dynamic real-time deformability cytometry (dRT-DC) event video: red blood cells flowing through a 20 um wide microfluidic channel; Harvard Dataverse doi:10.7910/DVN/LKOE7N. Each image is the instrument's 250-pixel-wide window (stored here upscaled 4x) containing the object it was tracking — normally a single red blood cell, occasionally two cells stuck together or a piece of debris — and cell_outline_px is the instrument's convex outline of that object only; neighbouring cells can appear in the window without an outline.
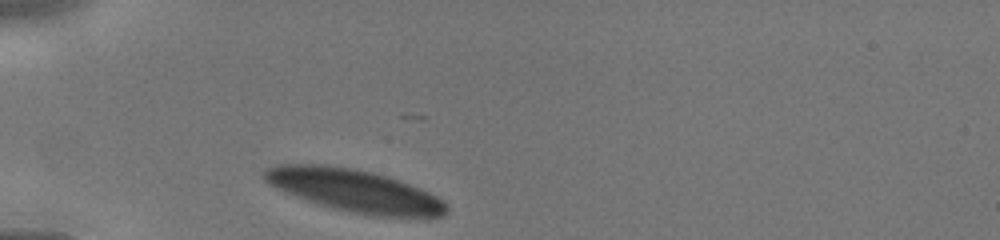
{"species": "human", "species_latin": "Homo sapiens", "temperature_condition": "cold", "stored_images_in_passage": 22, "camera_frame_rate_fps": 3000, "um_per_image_px": 0.085, "donor": {"sex": "male"}, "frame": {"image": 1, "passage_image": 1, "time_ms": 0.0, "image_size_px": [1000, 240], "cell_outline_px": [[448, 212], [440, 216], [424, 220], [368, 216], [332, 208], [296, 196], [276, 188], [268, 184], [264, 180], [264, 168], [280, 164], [324, 164], [352, 168], [372, 172], [408, 184], [428, 192], [444, 200], [448, 208]], "centroid_in_image_um": [30.2, 16.25], "position_along_channel_um": 54.8, "area_um2": 45.72}}
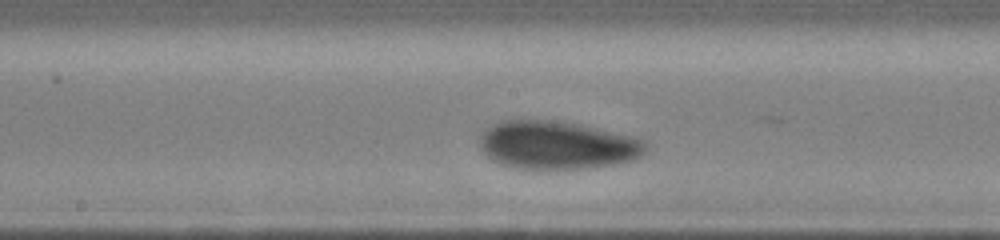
{"frame": {"image": 2, "passage_image": 12, "time_ms": 3.667, "image_size_px": [1000, 240], "cell_outline_px": [[648, 148], [640, 156], [632, 160], [616, 164], [588, 168], [512, 168], [500, 164], [492, 160], [480, 148], [480, 132], [500, 120], [548, 120], [576, 124], [632, 136], [644, 140]], "centroid_in_image_um": [47.32, 12.34], "position_along_channel_um": 200.9, "area_um2": 46.36}}
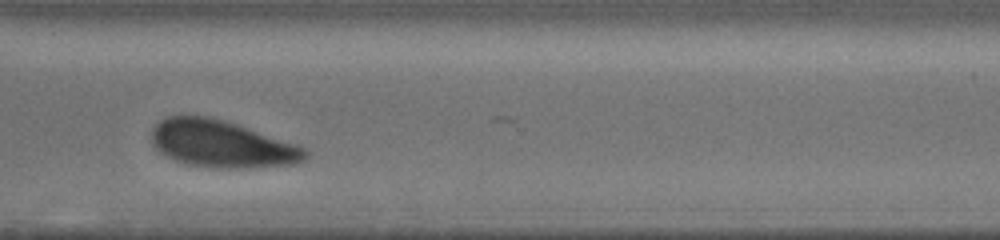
{"frame": {"image": 3, "passage_image": 20, "time_ms": 7.0, "image_size_px": [1000, 240], "cell_outline_px": [[308, 156], [304, 160], [296, 164], [248, 168], [220, 168], [188, 164], [176, 160], [160, 152], [152, 144], [152, 128], [164, 116], [208, 116], [224, 120], [296, 144], [304, 148], [308, 152]], "centroid_in_image_um": [18.85, 12.24], "position_along_channel_um": 351.8, "area_um2": 41.96}}